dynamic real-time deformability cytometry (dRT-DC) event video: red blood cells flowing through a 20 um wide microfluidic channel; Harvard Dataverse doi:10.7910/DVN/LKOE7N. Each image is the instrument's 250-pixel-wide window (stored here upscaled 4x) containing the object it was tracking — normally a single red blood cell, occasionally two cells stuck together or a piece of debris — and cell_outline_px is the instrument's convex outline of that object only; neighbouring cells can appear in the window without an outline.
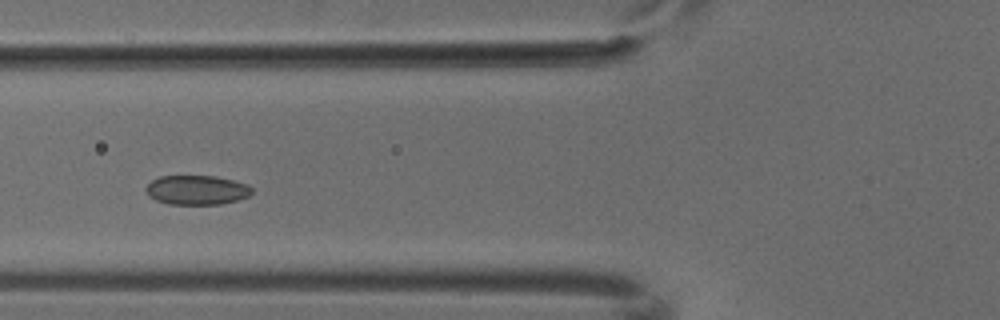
{"species": "common noctule bat (a hibernating species)", "species_latin": "Nyctalus noctula", "temperature_condition": "cold", "stored_images_in_passage": 7, "camera_frame_rate_fps": 3000, "um_per_image_px": 0.085, "animal": {"sex": "male", "body_mass_g": 18.8}, "frame": {"image": 1, "passage_image": 5, "time_ms": 1.333, "image_size_px": [1000, 320], "cell_outline_px": [[252, 192], [248, 196], [240, 200], [220, 204], [168, 204], [156, 200], [148, 196], [144, 188], [152, 180], [160, 176], [216, 176], [248, 184], [252, 188]], "centroid_in_image_um": [16.72, 16.15], "position_along_channel_um": 109.1, "area_um2": 18.26}}
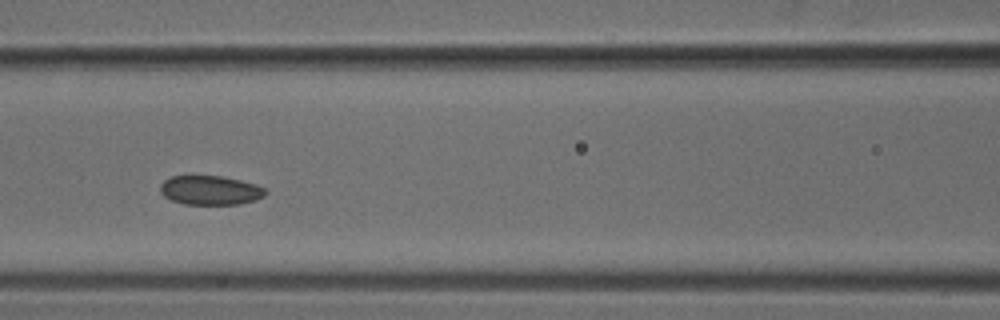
{"frame": {"image": 2, "passage_image": 6, "time_ms": 1.667, "image_size_px": [1000, 320], "cell_outline_px": [[268, 192], [264, 196], [256, 200], [240, 204], [184, 204], [172, 200], [164, 196], [160, 192], [160, 184], [164, 180], [172, 176], [224, 176], [256, 184], [264, 188]], "centroid_in_image_um": [17.89, 16.17], "position_along_channel_um": 148.7, "area_um2": 17.98}}
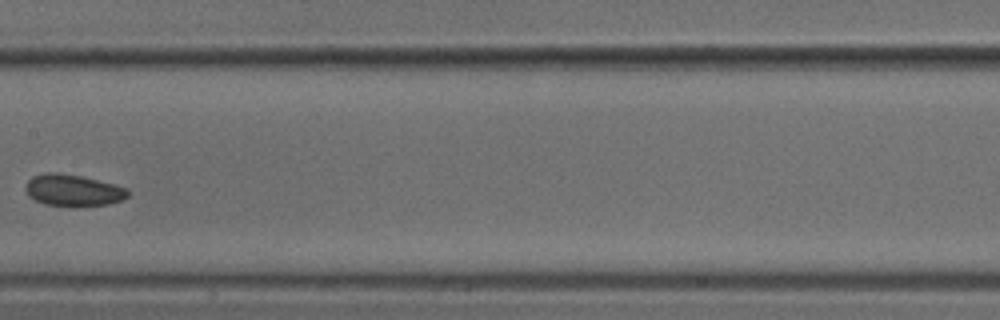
{"frame": {"image": 3, "passage_image": 7, "time_ms": 2.0, "image_size_px": [1000, 320], "cell_outline_px": [[128, 196], [120, 200], [108, 204], [76, 208], [72, 208], [44, 204], [28, 196], [24, 188], [28, 180], [32, 176], [44, 172], [56, 172], [80, 176], [128, 188]], "centroid_in_image_um": [6.16, 16.2], "position_along_channel_um": 201.2, "area_um2": 19.19}}